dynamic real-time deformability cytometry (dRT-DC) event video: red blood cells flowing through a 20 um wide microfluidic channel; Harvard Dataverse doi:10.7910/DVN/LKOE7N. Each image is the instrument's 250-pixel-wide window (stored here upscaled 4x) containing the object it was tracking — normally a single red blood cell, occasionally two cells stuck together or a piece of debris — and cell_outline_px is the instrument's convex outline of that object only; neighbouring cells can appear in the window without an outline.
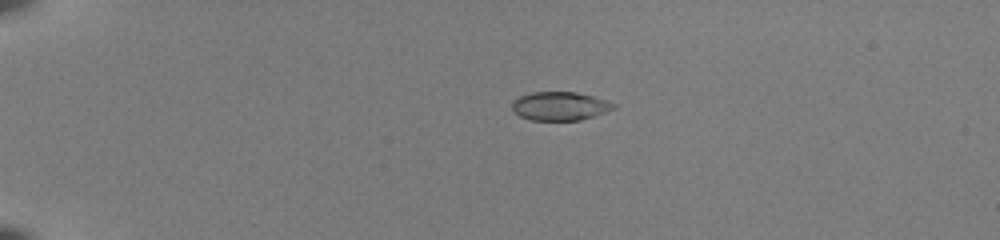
{"species": "common noctule bat (a hibernating species)", "species_latin": "Nyctalus noctula", "temperature_condition": "room temperature", "stored_images_in_passage": 42, "camera_frame_rate_fps": 3000, "um_per_image_px": 0.085, "animal": {"sex": "female", "body_mass_g": 22.0, "forearm_length_mm": 56.7}, "frame": {"image": 1, "passage_image": 2, "time_ms": 0.333, "image_size_px": [1000, 240], "cell_outline_px": [[616, 108], [580, 120], [532, 120], [520, 116], [512, 112], [512, 104], [520, 96], [532, 92], [576, 92], [592, 96], [616, 104]], "centroid_in_image_um": [47.57, 9.02], "position_along_channel_um": 37.4, "area_um2": 16.7}}
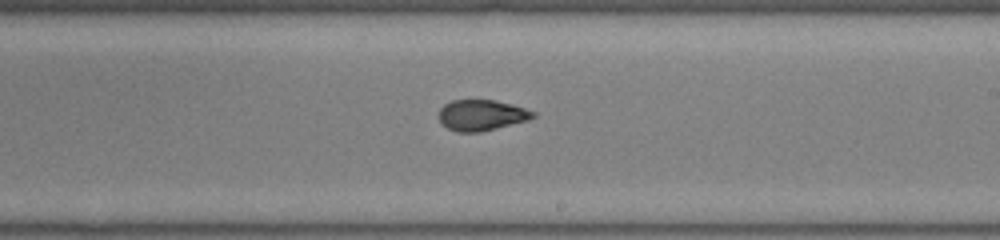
{"frame": {"image": 2, "passage_image": 23, "time_ms": 7.333, "image_size_px": [1000, 240], "cell_outline_px": [[536, 116], [528, 120], [480, 132], [456, 132], [448, 128], [436, 116], [440, 108], [444, 104], [452, 100], [492, 100], [524, 108], [536, 112]], "centroid_in_image_um": [40.89, 9.79], "position_along_channel_um": 248.1, "area_um2": 16.82}}
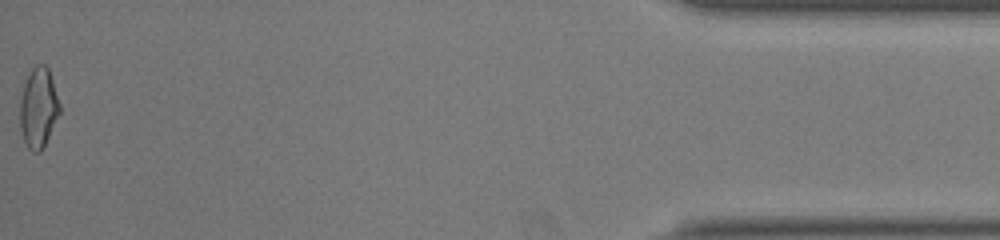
{"frame": {"image": 3, "passage_image": 42, "time_ms": 13.667, "image_size_px": [1000, 240], "cell_outline_px": [[60, 112], [40, 152], [32, 152], [28, 148], [24, 140], [20, 128], [20, 100], [24, 84], [32, 68], [36, 64], [44, 64], [48, 68], [60, 104]], "centroid_in_image_um": [3.25, 9.15], "position_along_channel_um": 431.9, "area_um2": 18.21}, "authors_computed_cell_mechanics": {"area_um2": 17.5134, "velocity_mm_per_s": 4.0285, "shape_relaxation_time_tau1_ms": 6.0153, "shape_relaxation_time_tau2_ms": 1.1939, "deformation_change_tau1": 0.1939, "deformation_change_tau2": 0.0689}}